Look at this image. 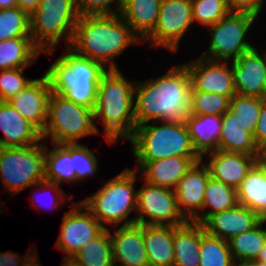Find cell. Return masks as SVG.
Instances as JSON below:
<instances>
[{"label":"cell","instance_id":"cell-1","mask_svg":"<svg viewBox=\"0 0 266 266\" xmlns=\"http://www.w3.org/2000/svg\"><path fill=\"white\" fill-rule=\"evenodd\" d=\"M191 90L190 76L183 64L171 66L168 72L155 79L136 81V126L151 121L185 122L190 113Z\"/></svg>","mask_w":266,"mask_h":266},{"label":"cell","instance_id":"cell-2","mask_svg":"<svg viewBox=\"0 0 266 266\" xmlns=\"http://www.w3.org/2000/svg\"><path fill=\"white\" fill-rule=\"evenodd\" d=\"M137 43L142 40L120 14L83 15L76 23L70 48L109 70L119 69L115 57Z\"/></svg>","mask_w":266,"mask_h":266},{"label":"cell","instance_id":"cell-3","mask_svg":"<svg viewBox=\"0 0 266 266\" xmlns=\"http://www.w3.org/2000/svg\"><path fill=\"white\" fill-rule=\"evenodd\" d=\"M136 81L126 79L119 69H109L101 77L94 121H102L106 141L109 144L128 140L136 129L134 115V91ZM99 119V120H98Z\"/></svg>","mask_w":266,"mask_h":266},{"label":"cell","instance_id":"cell-4","mask_svg":"<svg viewBox=\"0 0 266 266\" xmlns=\"http://www.w3.org/2000/svg\"><path fill=\"white\" fill-rule=\"evenodd\" d=\"M102 64L77 54L66 47L46 69L52 92L64 96L76 104L94 110L99 81L107 71Z\"/></svg>","mask_w":266,"mask_h":266},{"label":"cell","instance_id":"cell-5","mask_svg":"<svg viewBox=\"0 0 266 266\" xmlns=\"http://www.w3.org/2000/svg\"><path fill=\"white\" fill-rule=\"evenodd\" d=\"M149 122L136 126L128 139L136 161H157L167 157H201L193 147L185 122Z\"/></svg>","mask_w":266,"mask_h":266},{"label":"cell","instance_id":"cell-6","mask_svg":"<svg viewBox=\"0 0 266 266\" xmlns=\"http://www.w3.org/2000/svg\"><path fill=\"white\" fill-rule=\"evenodd\" d=\"M135 169L126 168L105 183L99 191L81 202L104 227L135 224V218L128 219L137 205V189H134L139 175Z\"/></svg>","mask_w":266,"mask_h":266},{"label":"cell","instance_id":"cell-7","mask_svg":"<svg viewBox=\"0 0 266 266\" xmlns=\"http://www.w3.org/2000/svg\"><path fill=\"white\" fill-rule=\"evenodd\" d=\"M78 18L76 0H40L30 15L33 43L45 54L53 53L59 40L70 47Z\"/></svg>","mask_w":266,"mask_h":266},{"label":"cell","instance_id":"cell-8","mask_svg":"<svg viewBox=\"0 0 266 266\" xmlns=\"http://www.w3.org/2000/svg\"><path fill=\"white\" fill-rule=\"evenodd\" d=\"M96 125L93 110L51 92L42 139H52L51 144L78 143L85 136L100 134Z\"/></svg>","mask_w":266,"mask_h":266},{"label":"cell","instance_id":"cell-9","mask_svg":"<svg viewBox=\"0 0 266 266\" xmlns=\"http://www.w3.org/2000/svg\"><path fill=\"white\" fill-rule=\"evenodd\" d=\"M41 143V144H40ZM23 147H0V179L14 196L46 177L45 140Z\"/></svg>","mask_w":266,"mask_h":266},{"label":"cell","instance_id":"cell-10","mask_svg":"<svg viewBox=\"0 0 266 266\" xmlns=\"http://www.w3.org/2000/svg\"><path fill=\"white\" fill-rule=\"evenodd\" d=\"M257 17L248 13H230L207 27L210 32L208 50L200 57L210 60L234 61L255 48L245 39Z\"/></svg>","mask_w":266,"mask_h":266},{"label":"cell","instance_id":"cell-11","mask_svg":"<svg viewBox=\"0 0 266 266\" xmlns=\"http://www.w3.org/2000/svg\"><path fill=\"white\" fill-rule=\"evenodd\" d=\"M135 223L180 227L188 221L179 211L175 190L144 183L137 191ZM148 218V219H147Z\"/></svg>","mask_w":266,"mask_h":266},{"label":"cell","instance_id":"cell-12","mask_svg":"<svg viewBox=\"0 0 266 266\" xmlns=\"http://www.w3.org/2000/svg\"><path fill=\"white\" fill-rule=\"evenodd\" d=\"M191 0H162L154 30L142 41L151 47L177 52L184 34L193 24Z\"/></svg>","mask_w":266,"mask_h":266},{"label":"cell","instance_id":"cell-13","mask_svg":"<svg viewBox=\"0 0 266 266\" xmlns=\"http://www.w3.org/2000/svg\"><path fill=\"white\" fill-rule=\"evenodd\" d=\"M72 206V210L66 211L63 215L55 244L57 249L65 253L64 259H71L90 240L98 237L106 229L81 201L71 203Z\"/></svg>","mask_w":266,"mask_h":266},{"label":"cell","instance_id":"cell-14","mask_svg":"<svg viewBox=\"0 0 266 266\" xmlns=\"http://www.w3.org/2000/svg\"><path fill=\"white\" fill-rule=\"evenodd\" d=\"M231 61L210 60L203 57L183 63L191 80V92H206L234 96Z\"/></svg>","mask_w":266,"mask_h":266},{"label":"cell","instance_id":"cell-15","mask_svg":"<svg viewBox=\"0 0 266 266\" xmlns=\"http://www.w3.org/2000/svg\"><path fill=\"white\" fill-rule=\"evenodd\" d=\"M236 94L266 98V57L257 48L231 62Z\"/></svg>","mask_w":266,"mask_h":266},{"label":"cell","instance_id":"cell-16","mask_svg":"<svg viewBox=\"0 0 266 266\" xmlns=\"http://www.w3.org/2000/svg\"><path fill=\"white\" fill-rule=\"evenodd\" d=\"M210 177L209 168L202 159L192 165L174 189L179 211L187 221L192 222L203 210Z\"/></svg>","mask_w":266,"mask_h":266},{"label":"cell","instance_id":"cell-17","mask_svg":"<svg viewBox=\"0 0 266 266\" xmlns=\"http://www.w3.org/2000/svg\"><path fill=\"white\" fill-rule=\"evenodd\" d=\"M51 92L49 80L44 74L7 102L42 132L47 122L48 100Z\"/></svg>","mask_w":266,"mask_h":266},{"label":"cell","instance_id":"cell-18","mask_svg":"<svg viewBox=\"0 0 266 266\" xmlns=\"http://www.w3.org/2000/svg\"><path fill=\"white\" fill-rule=\"evenodd\" d=\"M114 229V234L110 231L114 265L149 266L144 245V225L135 223Z\"/></svg>","mask_w":266,"mask_h":266},{"label":"cell","instance_id":"cell-19","mask_svg":"<svg viewBox=\"0 0 266 266\" xmlns=\"http://www.w3.org/2000/svg\"><path fill=\"white\" fill-rule=\"evenodd\" d=\"M205 157H207L205 164L209 168L210 176L236 189L258 162L259 155L216 150L205 154L202 159Z\"/></svg>","mask_w":266,"mask_h":266},{"label":"cell","instance_id":"cell-20","mask_svg":"<svg viewBox=\"0 0 266 266\" xmlns=\"http://www.w3.org/2000/svg\"><path fill=\"white\" fill-rule=\"evenodd\" d=\"M261 221L255 212L237 204L233 208L211 215L202 225L208 234L229 241L237 234L253 229Z\"/></svg>","mask_w":266,"mask_h":266},{"label":"cell","instance_id":"cell-21","mask_svg":"<svg viewBox=\"0 0 266 266\" xmlns=\"http://www.w3.org/2000/svg\"><path fill=\"white\" fill-rule=\"evenodd\" d=\"M200 160L202 157L174 156L157 161H137L135 170L142 173L144 181L150 185L175 189L179 180Z\"/></svg>","mask_w":266,"mask_h":266},{"label":"cell","instance_id":"cell-22","mask_svg":"<svg viewBox=\"0 0 266 266\" xmlns=\"http://www.w3.org/2000/svg\"><path fill=\"white\" fill-rule=\"evenodd\" d=\"M0 147H23L37 144L42 139L41 131L21 116L8 102H0Z\"/></svg>","mask_w":266,"mask_h":266},{"label":"cell","instance_id":"cell-23","mask_svg":"<svg viewBox=\"0 0 266 266\" xmlns=\"http://www.w3.org/2000/svg\"><path fill=\"white\" fill-rule=\"evenodd\" d=\"M185 124L193 147L201 157L209 152L218 150L222 116L189 113Z\"/></svg>","mask_w":266,"mask_h":266},{"label":"cell","instance_id":"cell-24","mask_svg":"<svg viewBox=\"0 0 266 266\" xmlns=\"http://www.w3.org/2000/svg\"><path fill=\"white\" fill-rule=\"evenodd\" d=\"M238 204L266 220V166L259 161L236 188Z\"/></svg>","mask_w":266,"mask_h":266},{"label":"cell","instance_id":"cell-25","mask_svg":"<svg viewBox=\"0 0 266 266\" xmlns=\"http://www.w3.org/2000/svg\"><path fill=\"white\" fill-rule=\"evenodd\" d=\"M162 0H123L120 16L143 41L155 28Z\"/></svg>","mask_w":266,"mask_h":266},{"label":"cell","instance_id":"cell-26","mask_svg":"<svg viewBox=\"0 0 266 266\" xmlns=\"http://www.w3.org/2000/svg\"><path fill=\"white\" fill-rule=\"evenodd\" d=\"M218 150L242 153L246 155H259L253 134L246 126L238 120L237 116L229 110L222 115V128Z\"/></svg>","mask_w":266,"mask_h":266},{"label":"cell","instance_id":"cell-27","mask_svg":"<svg viewBox=\"0 0 266 266\" xmlns=\"http://www.w3.org/2000/svg\"><path fill=\"white\" fill-rule=\"evenodd\" d=\"M174 226L144 225V245L149 266H173Z\"/></svg>","mask_w":266,"mask_h":266},{"label":"cell","instance_id":"cell-28","mask_svg":"<svg viewBox=\"0 0 266 266\" xmlns=\"http://www.w3.org/2000/svg\"><path fill=\"white\" fill-rule=\"evenodd\" d=\"M173 266L200 265V224L188 221L180 227H174Z\"/></svg>","mask_w":266,"mask_h":266},{"label":"cell","instance_id":"cell-29","mask_svg":"<svg viewBox=\"0 0 266 266\" xmlns=\"http://www.w3.org/2000/svg\"><path fill=\"white\" fill-rule=\"evenodd\" d=\"M42 51L31 37H18L0 41V70L27 68L35 63Z\"/></svg>","mask_w":266,"mask_h":266},{"label":"cell","instance_id":"cell-30","mask_svg":"<svg viewBox=\"0 0 266 266\" xmlns=\"http://www.w3.org/2000/svg\"><path fill=\"white\" fill-rule=\"evenodd\" d=\"M45 142L46 177L45 180L60 184L64 181L76 183L74 158L71 157V144H52L48 148Z\"/></svg>","mask_w":266,"mask_h":266},{"label":"cell","instance_id":"cell-31","mask_svg":"<svg viewBox=\"0 0 266 266\" xmlns=\"http://www.w3.org/2000/svg\"><path fill=\"white\" fill-rule=\"evenodd\" d=\"M237 204L236 189L210 177L205 189L203 212L192 222L203 224L211 215L233 208ZM208 207L211 208L207 210Z\"/></svg>","mask_w":266,"mask_h":266},{"label":"cell","instance_id":"cell-32","mask_svg":"<svg viewBox=\"0 0 266 266\" xmlns=\"http://www.w3.org/2000/svg\"><path fill=\"white\" fill-rule=\"evenodd\" d=\"M71 259L81 266H115L110 229L106 228L98 237L90 240Z\"/></svg>","mask_w":266,"mask_h":266},{"label":"cell","instance_id":"cell-33","mask_svg":"<svg viewBox=\"0 0 266 266\" xmlns=\"http://www.w3.org/2000/svg\"><path fill=\"white\" fill-rule=\"evenodd\" d=\"M266 220H262L253 229L237 234L229 241V249L233 259L256 260L266 242Z\"/></svg>","mask_w":266,"mask_h":266},{"label":"cell","instance_id":"cell-34","mask_svg":"<svg viewBox=\"0 0 266 266\" xmlns=\"http://www.w3.org/2000/svg\"><path fill=\"white\" fill-rule=\"evenodd\" d=\"M233 260L228 241L208 234L200 224L199 266H231Z\"/></svg>","mask_w":266,"mask_h":266},{"label":"cell","instance_id":"cell-35","mask_svg":"<svg viewBox=\"0 0 266 266\" xmlns=\"http://www.w3.org/2000/svg\"><path fill=\"white\" fill-rule=\"evenodd\" d=\"M30 36V16L19 7L0 10V41Z\"/></svg>","mask_w":266,"mask_h":266},{"label":"cell","instance_id":"cell-36","mask_svg":"<svg viewBox=\"0 0 266 266\" xmlns=\"http://www.w3.org/2000/svg\"><path fill=\"white\" fill-rule=\"evenodd\" d=\"M232 97L206 92H191L190 114L222 116L229 110Z\"/></svg>","mask_w":266,"mask_h":266},{"label":"cell","instance_id":"cell-37","mask_svg":"<svg viewBox=\"0 0 266 266\" xmlns=\"http://www.w3.org/2000/svg\"><path fill=\"white\" fill-rule=\"evenodd\" d=\"M264 99L235 94L230 100L229 111L237 116L239 121L249 126V131L254 134Z\"/></svg>","mask_w":266,"mask_h":266},{"label":"cell","instance_id":"cell-38","mask_svg":"<svg viewBox=\"0 0 266 266\" xmlns=\"http://www.w3.org/2000/svg\"><path fill=\"white\" fill-rule=\"evenodd\" d=\"M193 22L209 27L229 15L227 0H191Z\"/></svg>","mask_w":266,"mask_h":266},{"label":"cell","instance_id":"cell-39","mask_svg":"<svg viewBox=\"0 0 266 266\" xmlns=\"http://www.w3.org/2000/svg\"><path fill=\"white\" fill-rule=\"evenodd\" d=\"M71 157L74 158V170L76 182L83 181L96 175L98 171V159L95 153L87 146L80 143L71 144Z\"/></svg>","mask_w":266,"mask_h":266},{"label":"cell","instance_id":"cell-40","mask_svg":"<svg viewBox=\"0 0 266 266\" xmlns=\"http://www.w3.org/2000/svg\"><path fill=\"white\" fill-rule=\"evenodd\" d=\"M26 68L0 70V102H7L35 79L23 77Z\"/></svg>","mask_w":266,"mask_h":266},{"label":"cell","instance_id":"cell-41","mask_svg":"<svg viewBox=\"0 0 266 266\" xmlns=\"http://www.w3.org/2000/svg\"><path fill=\"white\" fill-rule=\"evenodd\" d=\"M115 4V10L113 6ZM123 0H76V8L79 16L100 15V14H119Z\"/></svg>","mask_w":266,"mask_h":266},{"label":"cell","instance_id":"cell-42","mask_svg":"<svg viewBox=\"0 0 266 266\" xmlns=\"http://www.w3.org/2000/svg\"><path fill=\"white\" fill-rule=\"evenodd\" d=\"M36 187L37 186H40V188H42L43 189V191L41 192V193H43L44 191L46 192V191H48V192H51L52 191V193H54V195L55 196H53L52 198V200H53V202H52V200H51V202H52V204H49V205H51L50 206V208L51 209H53L52 208V206L54 207V208H59L62 204H64L65 202H66V194H65V192L63 191V189H62V187L63 186H60V185H58V184H56V183H54V182H51V181H48V180H43V181H40V182H38L36 185H35ZM40 193V194H41ZM37 195H38V193H36ZM43 194H45V193H43ZM47 194H50V193H47ZM36 195V196H37ZM35 196V194H34V196H32L31 198V200H33L32 201V204H33V207H40V208H48V207H46L47 205L45 204V202L43 203L42 202V198H40L39 196H37L36 197ZM45 196V195H44ZM33 197H35L36 198V200H34L35 198H33ZM39 197V198H38ZM45 199V198H44ZM57 200V201H56ZM40 203V204H39ZM46 205V206H45ZM48 205V206H49ZM60 205V206H59Z\"/></svg>","mask_w":266,"mask_h":266},{"label":"cell","instance_id":"cell-43","mask_svg":"<svg viewBox=\"0 0 266 266\" xmlns=\"http://www.w3.org/2000/svg\"><path fill=\"white\" fill-rule=\"evenodd\" d=\"M227 2L231 13H248L257 18L265 6L263 0H227Z\"/></svg>","mask_w":266,"mask_h":266},{"label":"cell","instance_id":"cell-44","mask_svg":"<svg viewBox=\"0 0 266 266\" xmlns=\"http://www.w3.org/2000/svg\"><path fill=\"white\" fill-rule=\"evenodd\" d=\"M37 254L38 253L35 252V248H33V246L32 249H29V253H26V256L23 257L24 259L15 252L2 251L0 253V266H27Z\"/></svg>","mask_w":266,"mask_h":266},{"label":"cell","instance_id":"cell-45","mask_svg":"<svg viewBox=\"0 0 266 266\" xmlns=\"http://www.w3.org/2000/svg\"><path fill=\"white\" fill-rule=\"evenodd\" d=\"M253 138L259 150L266 145V98L262 102L261 112L256 124Z\"/></svg>","mask_w":266,"mask_h":266},{"label":"cell","instance_id":"cell-46","mask_svg":"<svg viewBox=\"0 0 266 266\" xmlns=\"http://www.w3.org/2000/svg\"><path fill=\"white\" fill-rule=\"evenodd\" d=\"M39 2L40 0H18L17 7L30 16L37 9Z\"/></svg>","mask_w":266,"mask_h":266},{"label":"cell","instance_id":"cell-47","mask_svg":"<svg viewBox=\"0 0 266 266\" xmlns=\"http://www.w3.org/2000/svg\"><path fill=\"white\" fill-rule=\"evenodd\" d=\"M18 0H0V10L17 7Z\"/></svg>","mask_w":266,"mask_h":266},{"label":"cell","instance_id":"cell-48","mask_svg":"<svg viewBox=\"0 0 266 266\" xmlns=\"http://www.w3.org/2000/svg\"><path fill=\"white\" fill-rule=\"evenodd\" d=\"M231 266H254V260L234 259Z\"/></svg>","mask_w":266,"mask_h":266},{"label":"cell","instance_id":"cell-49","mask_svg":"<svg viewBox=\"0 0 266 266\" xmlns=\"http://www.w3.org/2000/svg\"><path fill=\"white\" fill-rule=\"evenodd\" d=\"M258 161L266 166V145L260 149Z\"/></svg>","mask_w":266,"mask_h":266},{"label":"cell","instance_id":"cell-50","mask_svg":"<svg viewBox=\"0 0 266 266\" xmlns=\"http://www.w3.org/2000/svg\"><path fill=\"white\" fill-rule=\"evenodd\" d=\"M257 261L266 263V242L264 244V247L262 248V250L259 252L258 256H257Z\"/></svg>","mask_w":266,"mask_h":266},{"label":"cell","instance_id":"cell-51","mask_svg":"<svg viewBox=\"0 0 266 266\" xmlns=\"http://www.w3.org/2000/svg\"><path fill=\"white\" fill-rule=\"evenodd\" d=\"M60 266H81L72 259H63V262Z\"/></svg>","mask_w":266,"mask_h":266},{"label":"cell","instance_id":"cell-52","mask_svg":"<svg viewBox=\"0 0 266 266\" xmlns=\"http://www.w3.org/2000/svg\"><path fill=\"white\" fill-rule=\"evenodd\" d=\"M39 261V257L36 255L27 266H42Z\"/></svg>","mask_w":266,"mask_h":266},{"label":"cell","instance_id":"cell-53","mask_svg":"<svg viewBox=\"0 0 266 266\" xmlns=\"http://www.w3.org/2000/svg\"><path fill=\"white\" fill-rule=\"evenodd\" d=\"M254 266H266V263L254 260Z\"/></svg>","mask_w":266,"mask_h":266},{"label":"cell","instance_id":"cell-54","mask_svg":"<svg viewBox=\"0 0 266 266\" xmlns=\"http://www.w3.org/2000/svg\"><path fill=\"white\" fill-rule=\"evenodd\" d=\"M263 51V53H264V55H265V57H266V49L265 50H262Z\"/></svg>","mask_w":266,"mask_h":266}]
</instances>
